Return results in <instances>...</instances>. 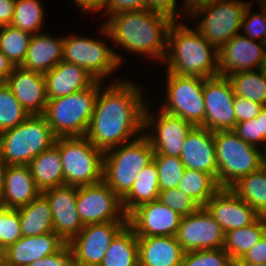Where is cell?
<instances>
[{
    "mask_svg": "<svg viewBox=\"0 0 266 266\" xmlns=\"http://www.w3.org/2000/svg\"><path fill=\"white\" fill-rule=\"evenodd\" d=\"M130 80L106 82L99 89L86 137L103 152L144 134L145 86Z\"/></svg>",
    "mask_w": 266,
    "mask_h": 266,
    "instance_id": "6da1fadb",
    "label": "cell"
},
{
    "mask_svg": "<svg viewBox=\"0 0 266 266\" xmlns=\"http://www.w3.org/2000/svg\"><path fill=\"white\" fill-rule=\"evenodd\" d=\"M104 21L114 48L142 55L161 66L167 52L168 31L174 22L170 17L142 9L121 11Z\"/></svg>",
    "mask_w": 266,
    "mask_h": 266,
    "instance_id": "7a4b0ae2",
    "label": "cell"
},
{
    "mask_svg": "<svg viewBox=\"0 0 266 266\" xmlns=\"http://www.w3.org/2000/svg\"><path fill=\"white\" fill-rule=\"evenodd\" d=\"M180 19L174 21L167 35V52L162 66L182 76L210 78L219 75L218 50L195 29Z\"/></svg>",
    "mask_w": 266,
    "mask_h": 266,
    "instance_id": "3957f363",
    "label": "cell"
},
{
    "mask_svg": "<svg viewBox=\"0 0 266 266\" xmlns=\"http://www.w3.org/2000/svg\"><path fill=\"white\" fill-rule=\"evenodd\" d=\"M100 25L99 33L103 37L99 36L97 39L86 35L83 37V34L69 33L64 35L63 60L82 67L96 80L103 82L107 80H109L108 82L122 80L124 78H121V76L118 79H111V74H115L118 71L117 69L122 66V63L124 64L125 56L110 47L112 46L110 34L103 22ZM100 37L105 40L103 41ZM108 76H110L111 80Z\"/></svg>",
    "mask_w": 266,
    "mask_h": 266,
    "instance_id": "277c9868",
    "label": "cell"
},
{
    "mask_svg": "<svg viewBox=\"0 0 266 266\" xmlns=\"http://www.w3.org/2000/svg\"><path fill=\"white\" fill-rule=\"evenodd\" d=\"M103 84L105 82L96 80L85 90L48 99L43 116L56 138L86 136L96 97Z\"/></svg>",
    "mask_w": 266,
    "mask_h": 266,
    "instance_id": "5b68a950",
    "label": "cell"
},
{
    "mask_svg": "<svg viewBox=\"0 0 266 266\" xmlns=\"http://www.w3.org/2000/svg\"><path fill=\"white\" fill-rule=\"evenodd\" d=\"M154 153L144 134L104 152L103 181L123 199L143 168L153 161Z\"/></svg>",
    "mask_w": 266,
    "mask_h": 266,
    "instance_id": "8992f818",
    "label": "cell"
},
{
    "mask_svg": "<svg viewBox=\"0 0 266 266\" xmlns=\"http://www.w3.org/2000/svg\"><path fill=\"white\" fill-rule=\"evenodd\" d=\"M56 137L43 115H30L0 133V158L7 165H28L55 144Z\"/></svg>",
    "mask_w": 266,
    "mask_h": 266,
    "instance_id": "52a82bcc",
    "label": "cell"
},
{
    "mask_svg": "<svg viewBox=\"0 0 266 266\" xmlns=\"http://www.w3.org/2000/svg\"><path fill=\"white\" fill-rule=\"evenodd\" d=\"M250 3L253 2L214 0L195 7L188 13L187 18L190 22L196 21L195 29L219 50L235 35L240 34L243 15Z\"/></svg>",
    "mask_w": 266,
    "mask_h": 266,
    "instance_id": "ba28073f",
    "label": "cell"
},
{
    "mask_svg": "<svg viewBox=\"0 0 266 266\" xmlns=\"http://www.w3.org/2000/svg\"><path fill=\"white\" fill-rule=\"evenodd\" d=\"M214 143L221 188H229L238 179L258 171L265 164L264 151L245 142L232 130L215 131Z\"/></svg>",
    "mask_w": 266,
    "mask_h": 266,
    "instance_id": "9c48e42d",
    "label": "cell"
},
{
    "mask_svg": "<svg viewBox=\"0 0 266 266\" xmlns=\"http://www.w3.org/2000/svg\"><path fill=\"white\" fill-rule=\"evenodd\" d=\"M54 145L61 156L64 184L80 187L103 180L104 152L86 136L56 138Z\"/></svg>",
    "mask_w": 266,
    "mask_h": 266,
    "instance_id": "30bf717a",
    "label": "cell"
},
{
    "mask_svg": "<svg viewBox=\"0 0 266 266\" xmlns=\"http://www.w3.org/2000/svg\"><path fill=\"white\" fill-rule=\"evenodd\" d=\"M165 98L160 109L183 118L193 126H202L205 122L204 78L182 76L166 71Z\"/></svg>",
    "mask_w": 266,
    "mask_h": 266,
    "instance_id": "8fae6325",
    "label": "cell"
},
{
    "mask_svg": "<svg viewBox=\"0 0 266 266\" xmlns=\"http://www.w3.org/2000/svg\"><path fill=\"white\" fill-rule=\"evenodd\" d=\"M150 101L144 111V135L151 142L154 154L180 157L187 134L195 126L158 107L155 113Z\"/></svg>",
    "mask_w": 266,
    "mask_h": 266,
    "instance_id": "7c38bea8",
    "label": "cell"
},
{
    "mask_svg": "<svg viewBox=\"0 0 266 266\" xmlns=\"http://www.w3.org/2000/svg\"><path fill=\"white\" fill-rule=\"evenodd\" d=\"M76 207L83 225L128 222L122 199L103 180L77 187Z\"/></svg>",
    "mask_w": 266,
    "mask_h": 266,
    "instance_id": "4fadbf2b",
    "label": "cell"
},
{
    "mask_svg": "<svg viewBox=\"0 0 266 266\" xmlns=\"http://www.w3.org/2000/svg\"><path fill=\"white\" fill-rule=\"evenodd\" d=\"M128 222H105L84 225L67 244L73 266H100L114 237Z\"/></svg>",
    "mask_w": 266,
    "mask_h": 266,
    "instance_id": "5bb4252c",
    "label": "cell"
},
{
    "mask_svg": "<svg viewBox=\"0 0 266 266\" xmlns=\"http://www.w3.org/2000/svg\"><path fill=\"white\" fill-rule=\"evenodd\" d=\"M205 122L201 126L215 131L233 130L236 125L235 94L229 79L217 75L204 78Z\"/></svg>",
    "mask_w": 266,
    "mask_h": 266,
    "instance_id": "9a60e30c",
    "label": "cell"
},
{
    "mask_svg": "<svg viewBox=\"0 0 266 266\" xmlns=\"http://www.w3.org/2000/svg\"><path fill=\"white\" fill-rule=\"evenodd\" d=\"M176 238L185 252L224 247L225 233L221 226L201 207L181 218Z\"/></svg>",
    "mask_w": 266,
    "mask_h": 266,
    "instance_id": "2e32d148",
    "label": "cell"
},
{
    "mask_svg": "<svg viewBox=\"0 0 266 266\" xmlns=\"http://www.w3.org/2000/svg\"><path fill=\"white\" fill-rule=\"evenodd\" d=\"M137 237L176 236L181 216L159 200L138 206L128 216Z\"/></svg>",
    "mask_w": 266,
    "mask_h": 266,
    "instance_id": "e0dca14e",
    "label": "cell"
},
{
    "mask_svg": "<svg viewBox=\"0 0 266 266\" xmlns=\"http://www.w3.org/2000/svg\"><path fill=\"white\" fill-rule=\"evenodd\" d=\"M219 53V75L262 69L266 43L251 40L241 34L228 41Z\"/></svg>",
    "mask_w": 266,
    "mask_h": 266,
    "instance_id": "ac0fdd59",
    "label": "cell"
},
{
    "mask_svg": "<svg viewBox=\"0 0 266 266\" xmlns=\"http://www.w3.org/2000/svg\"><path fill=\"white\" fill-rule=\"evenodd\" d=\"M224 233L254 223L260 215L230 188H220L203 206Z\"/></svg>",
    "mask_w": 266,
    "mask_h": 266,
    "instance_id": "d6986e66",
    "label": "cell"
},
{
    "mask_svg": "<svg viewBox=\"0 0 266 266\" xmlns=\"http://www.w3.org/2000/svg\"><path fill=\"white\" fill-rule=\"evenodd\" d=\"M42 193L51 207L54 232L68 243L84 227L76 207L77 187L64 184Z\"/></svg>",
    "mask_w": 266,
    "mask_h": 266,
    "instance_id": "ffe728a7",
    "label": "cell"
},
{
    "mask_svg": "<svg viewBox=\"0 0 266 266\" xmlns=\"http://www.w3.org/2000/svg\"><path fill=\"white\" fill-rule=\"evenodd\" d=\"M67 243L55 232L22 236L0 254L1 266H28L60 251Z\"/></svg>",
    "mask_w": 266,
    "mask_h": 266,
    "instance_id": "44dd1931",
    "label": "cell"
},
{
    "mask_svg": "<svg viewBox=\"0 0 266 266\" xmlns=\"http://www.w3.org/2000/svg\"><path fill=\"white\" fill-rule=\"evenodd\" d=\"M4 82L29 115H43L48 102L44 74L15 66Z\"/></svg>",
    "mask_w": 266,
    "mask_h": 266,
    "instance_id": "7402d4cb",
    "label": "cell"
},
{
    "mask_svg": "<svg viewBox=\"0 0 266 266\" xmlns=\"http://www.w3.org/2000/svg\"><path fill=\"white\" fill-rule=\"evenodd\" d=\"M180 158L185 168L211 174L218 182L214 132L211 130L194 127L187 134Z\"/></svg>",
    "mask_w": 266,
    "mask_h": 266,
    "instance_id": "603a6c76",
    "label": "cell"
},
{
    "mask_svg": "<svg viewBox=\"0 0 266 266\" xmlns=\"http://www.w3.org/2000/svg\"><path fill=\"white\" fill-rule=\"evenodd\" d=\"M48 99L65 97L89 88L96 79L82 67L61 60L44 74Z\"/></svg>",
    "mask_w": 266,
    "mask_h": 266,
    "instance_id": "cb8c5ba5",
    "label": "cell"
},
{
    "mask_svg": "<svg viewBox=\"0 0 266 266\" xmlns=\"http://www.w3.org/2000/svg\"><path fill=\"white\" fill-rule=\"evenodd\" d=\"M139 266H180L185 251L176 236L137 237Z\"/></svg>",
    "mask_w": 266,
    "mask_h": 266,
    "instance_id": "d4e9b609",
    "label": "cell"
},
{
    "mask_svg": "<svg viewBox=\"0 0 266 266\" xmlns=\"http://www.w3.org/2000/svg\"><path fill=\"white\" fill-rule=\"evenodd\" d=\"M45 32L32 35L26 58L21 65L24 69L46 74L63 60L64 35L54 36Z\"/></svg>",
    "mask_w": 266,
    "mask_h": 266,
    "instance_id": "484cf974",
    "label": "cell"
},
{
    "mask_svg": "<svg viewBox=\"0 0 266 266\" xmlns=\"http://www.w3.org/2000/svg\"><path fill=\"white\" fill-rule=\"evenodd\" d=\"M41 191L28 165H8L0 205L18 209L28 205Z\"/></svg>",
    "mask_w": 266,
    "mask_h": 266,
    "instance_id": "4316f807",
    "label": "cell"
},
{
    "mask_svg": "<svg viewBox=\"0 0 266 266\" xmlns=\"http://www.w3.org/2000/svg\"><path fill=\"white\" fill-rule=\"evenodd\" d=\"M28 166L41 192L64 185L62 160L55 145L35 157Z\"/></svg>",
    "mask_w": 266,
    "mask_h": 266,
    "instance_id": "83f0119b",
    "label": "cell"
},
{
    "mask_svg": "<svg viewBox=\"0 0 266 266\" xmlns=\"http://www.w3.org/2000/svg\"><path fill=\"white\" fill-rule=\"evenodd\" d=\"M22 236H37L54 232L51 207L41 192L28 205L18 208Z\"/></svg>",
    "mask_w": 266,
    "mask_h": 266,
    "instance_id": "f1b7e54d",
    "label": "cell"
},
{
    "mask_svg": "<svg viewBox=\"0 0 266 266\" xmlns=\"http://www.w3.org/2000/svg\"><path fill=\"white\" fill-rule=\"evenodd\" d=\"M159 192L158 170L152 161L143 168L129 193L122 199L125 214L128 216L138 206L157 200Z\"/></svg>",
    "mask_w": 266,
    "mask_h": 266,
    "instance_id": "f546056e",
    "label": "cell"
},
{
    "mask_svg": "<svg viewBox=\"0 0 266 266\" xmlns=\"http://www.w3.org/2000/svg\"><path fill=\"white\" fill-rule=\"evenodd\" d=\"M260 216L266 217V165L238 179L229 187Z\"/></svg>",
    "mask_w": 266,
    "mask_h": 266,
    "instance_id": "4dcf8cb0",
    "label": "cell"
},
{
    "mask_svg": "<svg viewBox=\"0 0 266 266\" xmlns=\"http://www.w3.org/2000/svg\"><path fill=\"white\" fill-rule=\"evenodd\" d=\"M100 266H139L137 236L128 224L111 241Z\"/></svg>",
    "mask_w": 266,
    "mask_h": 266,
    "instance_id": "1f68e13d",
    "label": "cell"
},
{
    "mask_svg": "<svg viewBox=\"0 0 266 266\" xmlns=\"http://www.w3.org/2000/svg\"><path fill=\"white\" fill-rule=\"evenodd\" d=\"M266 233V217L260 216L249 226L225 233L224 250L232 260L242 258Z\"/></svg>",
    "mask_w": 266,
    "mask_h": 266,
    "instance_id": "d6a6232c",
    "label": "cell"
},
{
    "mask_svg": "<svg viewBox=\"0 0 266 266\" xmlns=\"http://www.w3.org/2000/svg\"><path fill=\"white\" fill-rule=\"evenodd\" d=\"M227 78L236 96L266 106V74L262 69L232 73Z\"/></svg>",
    "mask_w": 266,
    "mask_h": 266,
    "instance_id": "836d02e7",
    "label": "cell"
},
{
    "mask_svg": "<svg viewBox=\"0 0 266 266\" xmlns=\"http://www.w3.org/2000/svg\"><path fill=\"white\" fill-rule=\"evenodd\" d=\"M177 188L203 207L221 187L211 174L185 168Z\"/></svg>",
    "mask_w": 266,
    "mask_h": 266,
    "instance_id": "e575fe53",
    "label": "cell"
},
{
    "mask_svg": "<svg viewBox=\"0 0 266 266\" xmlns=\"http://www.w3.org/2000/svg\"><path fill=\"white\" fill-rule=\"evenodd\" d=\"M44 7L40 0H16L11 25L32 35L44 32Z\"/></svg>",
    "mask_w": 266,
    "mask_h": 266,
    "instance_id": "d590c367",
    "label": "cell"
},
{
    "mask_svg": "<svg viewBox=\"0 0 266 266\" xmlns=\"http://www.w3.org/2000/svg\"><path fill=\"white\" fill-rule=\"evenodd\" d=\"M32 34L10 25L0 27V51L14 64L21 66L26 58Z\"/></svg>",
    "mask_w": 266,
    "mask_h": 266,
    "instance_id": "8d00e7d4",
    "label": "cell"
},
{
    "mask_svg": "<svg viewBox=\"0 0 266 266\" xmlns=\"http://www.w3.org/2000/svg\"><path fill=\"white\" fill-rule=\"evenodd\" d=\"M29 116L5 82H0V133L16 127Z\"/></svg>",
    "mask_w": 266,
    "mask_h": 266,
    "instance_id": "74e56055",
    "label": "cell"
},
{
    "mask_svg": "<svg viewBox=\"0 0 266 266\" xmlns=\"http://www.w3.org/2000/svg\"><path fill=\"white\" fill-rule=\"evenodd\" d=\"M153 161L158 170L160 191L177 188L185 171L180 157L154 154Z\"/></svg>",
    "mask_w": 266,
    "mask_h": 266,
    "instance_id": "f35d334b",
    "label": "cell"
},
{
    "mask_svg": "<svg viewBox=\"0 0 266 266\" xmlns=\"http://www.w3.org/2000/svg\"><path fill=\"white\" fill-rule=\"evenodd\" d=\"M250 3L245 9L240 34L247 38L266 43V3H258L259 12H252Z\"/></svg>",
    "mask_w": 266,
    "mask_h": 266,
    "instance_id": "ab89813d",
    "label": "cell"
},
{
    "mask_svg": "<svg viewBox=\"0 0 266 266\" xmlns=\"http://www.w3.org/2000/svg\"><path fill=\"white\" fill-rule=\"evenodd\" d=\"M21 237L18 209L0 205V254Z\"/></svg>",
    "mask_w": 266,
    "mask_h": 266,
    "instance_id": "60d3db41",
    "label": "cell"
},
{
    "mask_svg": "<svg viewBox=\"0 0 266 266\" xmlns=\"http://www.w3.org/2000/svg\"><path fill=\"white\" fill-rule=\"evenodd\" d=\"M180 266H232L229 254L220 249L185 252Z\"/></svg>",
    "mask_w": 266,
    "mask_h": 266,
    "instance_id": "b9f144b4",
    "label": "cell"
},
{
    "mask_svg": "<svg viewBox=\"0 0 266 266\" xmlns=\"http://www.w3.org/2000/svg\"><path fill=\"white\" fill-rule=\"evenodd\" d=\"M181 217L197 212L202 206L178 188L160 191L158 199Z\"/></svg>",
    "mask_w": 266,
    "mask_h": 266,
    "instance_id": "7bdbcfd3",
    "label": "cell"
},
{
    "mask_svg": "<svg viewBox=\"0 0 266 266\" xmlns=\"http://www.w3.org/2000/svg\"><path fill=\"white\" fill-rule=\"evenodd\" d=\"M232 131L250 145L258 147L264 152L266 151V139L260 134L257 116L250 120L236 123Z\"/></svg>",
    "mask_w": 266,
    "mask_h": 266,
    "instance_id": "ee69618b",
    "label": "cell"
},
{
    "mask_svg": "<svg viewBox=\"0 0 266 266\" xmlns=\"http://www.w3.org/2000/svg\"><path fill=\"white\" fill-rule=\"evenodd\" d=\"M178 3L177 0H146V9L167 15L173 21L183 18L182 15L187 19L188 13L186 8L182 5L180 7Z\"/></svg>",
    "mask_w": 266,
    "mask_h": 266,
    "instance_id": "f6af8a7d",
    "label": "cell"
},
{
    "mask_svg": "<svg viewBox=\"0 0 266 266\" xmlns=\"http://www.w3.org/2000/svg\"><path fill=\"white\" fill-rule=\"evenodd\" d=\"M234 108L236 123L244 122L259 115L264 105L235 95Z\"/></svg>",
    "mask_w": 266,
    "mask_h": 266,
    "instance_id": "bcb514c9",
    "label": "cell"
},
{
    "mask_svg": "<svg viewBox=\"0 0 266 266\" xmlns=\"http://www.w3.org/2000/svg\"><path fill=\"white\" fill-rule=\"evenodd\" d=\"M28 266H73L69 245L66 244L57 253L41 258L40 260H36Z\"/></svg>",
    "mask_w": 266,
    "mask_h": 266,
    "instance_id": "7dc6e473",
    "label": "cell"
},
{
    "mask_svg": "<svg viewBox=\"0 0 266 266\" xmlns=\"http://www.w3.org/2000/svg\"><path fill=\"white\" fill-rule=\"evenodd\" d=\"M146 9V0H111L103 11L106 19L121 11Z\"/></svg>",
    "mask_w": 266,
    "mask_h": 266,
    "instance_id": "c3c4849f",
    "label": "cell"
},
{
    "mask_svg": "<svg viewBox=\"0 0 266 266\" xmlns=\"http://www.w3.org/2000/svg\"><path fill=\"white\" fill-rule=\"evenodd\" d=\"M242 259L244 261L258 264L266 263V233L261 237L259 242L242 257Z\"/></svg>",
    "mask_w": 266,
    "mask_h": 266,
    "instance_id": "681fc988",
    "label": "cell"
},
{
    "mask_svg": "<svg viewBox=\"0 0 266 266\" xmlns=\"http://www.w3.org/2000/svg\"><path fill=\"white\" fill-rule=\"evenodd\" d=\"M111 0H72L80 12L96 13L104 11Z\"/></svg>",
    "mask_w": 266,
    "mask_h": 266,
    "instance_id": "f907efd6",
    "label": "cell"
},
{
    "mask_svg": "<svg viewBox=\"0 0 266 266\" xmlns=\"http://www.w3.org/2000/svg\"><path fill=\"white\" fill-rule=\"evenodd\" d=\"M16 0H0V27L10 25L15 10Z\"/></svg>",
    "mask_w": 266,
    "mask_h": 266,
    "instance_id": "816d5d0a",
    "label": "cell"
},
{
    "mask_svg": "<svg viewBox=\"0 0 266 266\" xmlns=\"http://www.w3.org/2000/svg\"><path fill=\"white\" fill-rule=\"evenodd\" d=\"M14 67V64L0 51V82L12 73Z\"/></svg>",
    "mask_w": 266,
    "mask_h": 266,
    "instance_id": "f5cc1de1",
    "label": "cell"
},
{
    "mask_svg": "<svg viewBox=\"0 0 266 266\" xmlns=\"http://www.w3.org/2000/svg\"><path fill=\"white\" fill-rule=\"evenodd\" d=\"M183 1V2H182ZM214 0H181L182 6L186 8V12L189 13L195 7L210 3Z\"/></svg>",
    "mask_w": 266,
    "mask_h": 266,
    "instance_id": "db71d44e",
    "label": "cell"
},
{
    "mask_svg": "<svg viewBox=\"0 0 266 266\" xmlns=\"http://www.w3.org/2000/svg\"><path fill=\"white\" fill-rule=\"evenodd\" d=\"M257 120H259L260 134L266 139V106H264L257 116Z\"/></svg>",
    "mask_w": 266,
    "mask_h": 266,
    "instance_id": "11a10c76",
    "label": "cell"
},
{
    "mask_svg": "<svg viewBox=\"0 0 266 266\" xmlns=\"http://www.w3.org/2000/svg\"><path fill=\"white\" fill-rule=\"evenodd\" d=\"M7 164L0 158V198L4 188Z\"/></svg>",
    "mask_w": 266,
    "mask_h": 266,
    "instance_id": "9f6ffc18",
    "label": "cell"
},
{
    "mask_svg": "<svg viewBox=\"0 0 266 266\" xmlns=\"http://www.w3.org/2000/svg\"><path fill=\"white\" fill-rule=\"evenodd\" d=\"M232 266H266L265 264H258L254 262L244 261L242 258L232 260Z\"/></svg>",
    "mask_w": 266,
    "mask_h": 266,
    "instance_id": "6f0895ef",
    "label": "cell"
},
{
    "mask_svg": "<svg viewBox=\"0 0 266 266\" xmlns=\"http://www.w3.org/2000/svg\"><path fill=\"white\" fill-rule=\"evenodd\" d=\"M262 70H263V72L266 74V54H265V58H264V62H263V66H262Z\"/></svg>",
    "mask_w": 266,
    "mask_h": 266,
    "instance_id": "680465c9",
    "label": "cell"
},
{
    "mask_svg": "<svg viewBox=\"0 0 266 266\" xmlns=\"http://www.w3.org/2000/svg\"><path fill=\"white\" fill-rule=\"evenodd\" d=\"M257 3H266V0H256Z\"/></svg>",
    "mask_w": 266,
    "mask_h": 266,
    "instance_id": "91938a15",
    "label": "cell"
},
{
    "mask_svg": "<svg viewBox=\"0 0 266 266\" xmlns=\"http://www.w3.org/2000/svg\"><path fill=\"white\" fill-rule=\"evenodd\" d=\"M264 154H265V165H266V151L264 152Z\"/></svg>",
    "mask_w": 266,
    "mask_h": 266,
    "instance_id": "94428289",
    "label": "cell"
}]
</instances>
